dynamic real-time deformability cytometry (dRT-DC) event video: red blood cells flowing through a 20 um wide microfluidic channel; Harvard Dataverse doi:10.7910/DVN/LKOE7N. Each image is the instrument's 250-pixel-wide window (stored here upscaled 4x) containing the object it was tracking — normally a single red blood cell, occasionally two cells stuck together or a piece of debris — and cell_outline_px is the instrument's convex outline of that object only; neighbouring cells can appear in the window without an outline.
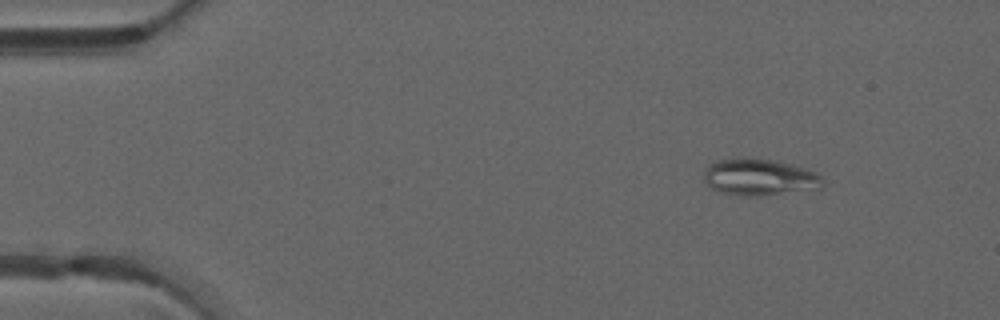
{"species": "common noctule bat (a hibernating species)", "species_latin": "Nyctalus noctula", "temperature_condition": "warm", "stored_images_in_passage": 47, "camera_frame_rate_fps": 3000, "um_per_image_px": 0.085, "animal": {"sex": "male", "forearm_length_mm": 52.5}, "frame": {"image": 1, "passage_image": 5, "time_ms": 1.333, "image_size_px": [1000, 320], "cell_outline_px": [[824, 184], [820, 188], [756, 196], [748, 196], [720, 192], [704, 184], [704, 172], [708, 164], [716, 160], [736, 156], [748, 156], [776, 160], [792, 164], [816, 172], [824, 180]], "centroid_in_image_um": [64.5, 15.02], "position_along_channel_um": 20.5, "area_um2": 25.89}}
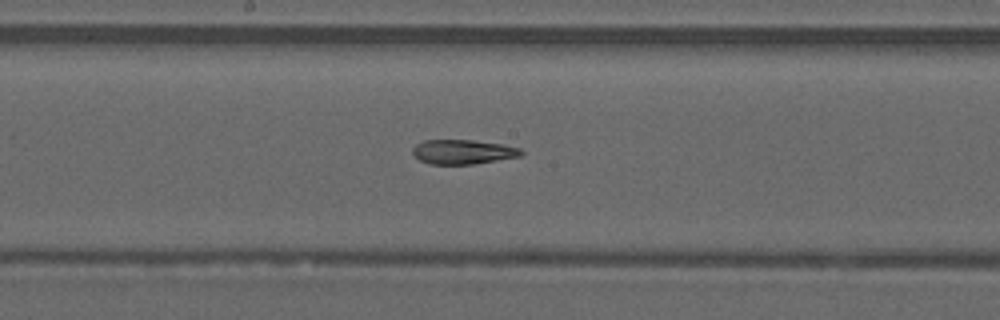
{"frame": {"image": 2, "passage_image": 25, "time_ms": 8.0, "image_size_px": [1000, 320], "cell_outline_px": [[524, 152], [520, 156], [476, 164], [428, 164], [420, 160], [412, 152], [412, 148], [416, 144], [424, 140], [472, 140], [504, 144], [520, 148]], "centroid_in_image_um": [39.36, 12.9], "position_along_channel_um": 208.8, "area_um2": 15.55}}
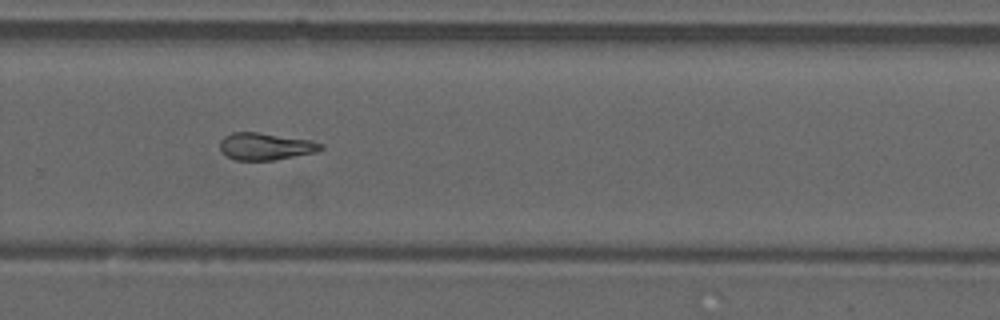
{"frame": {"image": 3, "passage_image": 32, "time_ms": 10.333, "image_size_px": [1000, 320], "cell_outline_px": [[324, 148], [316, 152], [276, 160], [236, 160], [228, 156], [220, 148], [220, 140], [224, 136], [232, 132], [260, 132], [312, 140], [324, 144]], "centroid_in_image_um": [22.61, 12.43], "position_along_channel_um": 307.2, "area_um2": 16.07}, "authors_computed_cell_mechanics": {"area_um2": 16.8198, "velocity_mm_per_s": 4.2297, "shape_relaxation_time_tau1_ms": null, "shape_relaxation_time_tau2_ms": 4.9484, "deformation_change_tau1": null, "deformation_change_tau2": 0.1274}}